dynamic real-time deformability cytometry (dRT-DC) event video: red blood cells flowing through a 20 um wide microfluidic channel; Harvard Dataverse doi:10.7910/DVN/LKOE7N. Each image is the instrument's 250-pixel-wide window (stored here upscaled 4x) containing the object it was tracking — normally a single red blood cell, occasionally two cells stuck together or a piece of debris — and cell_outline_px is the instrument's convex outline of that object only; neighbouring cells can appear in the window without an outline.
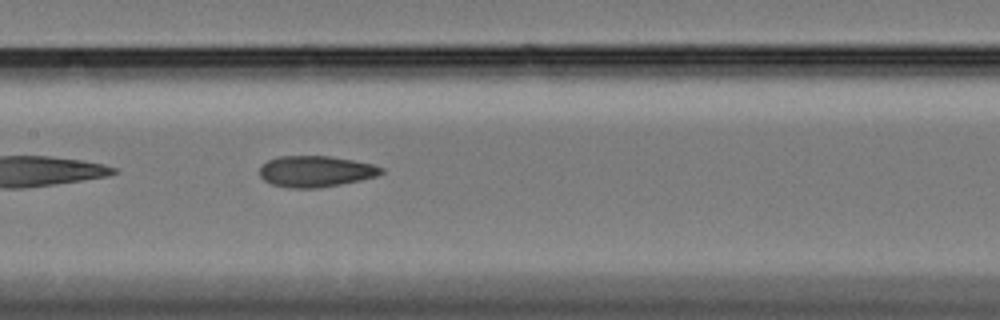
{"species": "Egyptian fruit bat (a non-hibernating species)", "species_latin": "Rousettus aegyptiacus", "temperature_condition": "cold", "stored_images_in_passage": 21, "camera_frame_rate_fps": 3000, "um_per_image_px": 0.085, "animal": {"sex": "female"}, "frame": {"image": 1, "passage_image": 12, "time_ms": 3.667, "image_size_px": [1000, 320], "cell_outline_px": [[384, 172], [376, 176], [360, 180], [320, 188], [288, 188], [272, 184], [264, 180], [260, 176], [260, 168], [268, 160], [280, 156], [328, 156], [352, 160], [372, 164], [384, 168]], "centroid_in_image_um": [26.83, 14.57], "position_along_channel_um": 180.6, "area_um2": 21.96}}